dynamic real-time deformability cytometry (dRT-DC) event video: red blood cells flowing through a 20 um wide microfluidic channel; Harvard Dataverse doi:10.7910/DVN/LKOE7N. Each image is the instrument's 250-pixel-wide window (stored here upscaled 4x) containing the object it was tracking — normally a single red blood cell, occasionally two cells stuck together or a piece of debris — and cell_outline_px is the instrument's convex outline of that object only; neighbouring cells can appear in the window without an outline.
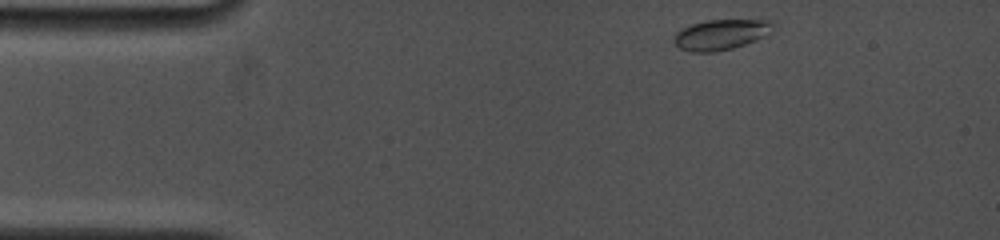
{"species": "common noctule bat (a hibernating species)", "species_latin": "Nyctalus noctula", "temperature_condition": "cold", "stored_images_in_passage": 76, "camera_frame_rate_fps": 5000, "um_per_image_px": 0.085, "animal": {"sex": "female", "body_mass_g": 19.0, "forearm_length_mm": 53.3}, "frame": {"image": 1, "passage_image": 1, "time_ms": 0.0, "image_size_px": [1000, 240], "cell_outline_px": [[772, 24], [756, 40], [732, 48], [712, 52], [692, 52], [680, 48], [672, 40], [676, 32], [692, 24], [708, 20], [772, 20]], "centroid_in_image_um": [61.16, 2.94], "position_along_channel_um": 23.8, "area_um2": 16.88}}
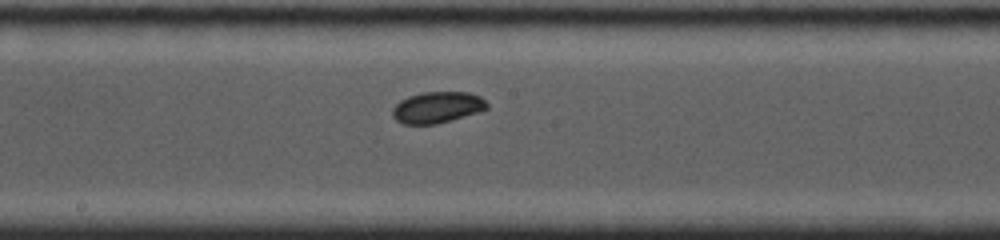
{"frame": {"image": 2, "passage_image": 35, "time_ms": 6.8, "image_size_px": [1000, 240], "cell_outline_px": [[488, 108], [480, 112], [436, 124], [404, 124], [396, 120], [392, 116], [392, 108], [400, 100], [408, 96], [420, 92], [468, 92], [480, 96], [488, 104]], "centroid_in_image_um": [37.16, 9.12], "position_along_channel_um": 211.0, "area_um2": 17.34}}
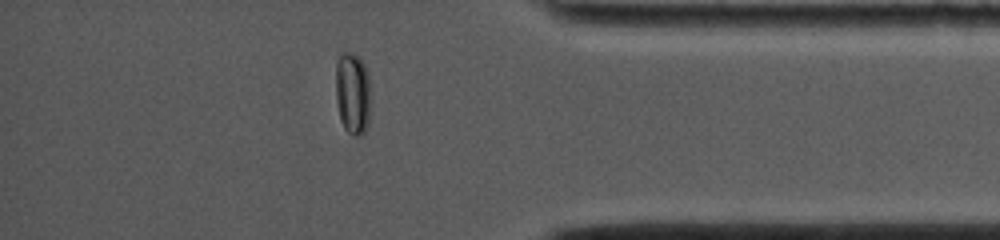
{"frame": {"image": 3, "passage_image": 64, "time_ms": 12.6, "image_size_px": [1000, 240], "cell_outline_px": [[372, 100], [368, 124], [364, 132], [360, 136], [352, 136], [344, 128], [340, 120], [336, 100], [336, 64], [340, 56], [344, 52], [352, 52], [364, 64], [368, 72]], "centroid_in_image_um": [30.01, 7.97], "position_along_channel_um": 405.2, "area_um2": 17.28}}